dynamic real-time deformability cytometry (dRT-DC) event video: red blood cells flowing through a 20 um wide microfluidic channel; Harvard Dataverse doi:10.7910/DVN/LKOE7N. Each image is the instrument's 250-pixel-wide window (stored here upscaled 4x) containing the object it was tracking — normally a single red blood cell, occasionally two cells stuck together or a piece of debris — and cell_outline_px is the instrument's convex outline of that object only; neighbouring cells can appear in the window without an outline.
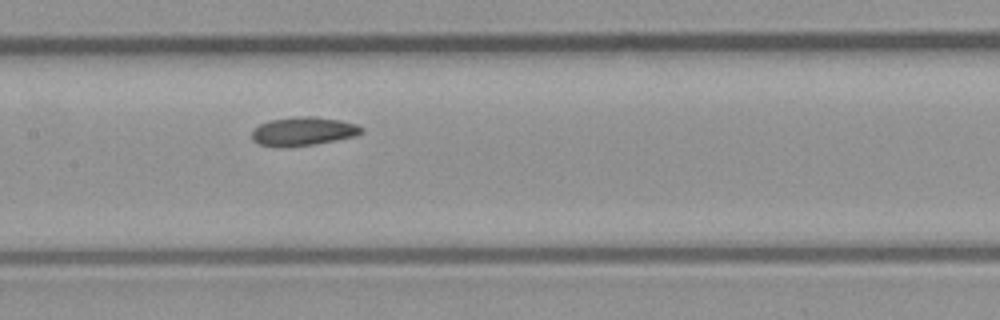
{"species": "common noctule bat (a hibernating species)", "species_latin": "Nyctalus noctula", "temperature_condition": "room temperature", "stored_images_in_passage": 8, "camera_frame_rate_fps": 3000, "um_per_image_px": 0.085, "animal": {"sex": "male", "body_mass_g": 23.1, "forearm_length_mm": 52.7}, "frame": {"image": 1, "passage_image": 8, "time_ms": 2.333, "image_size_px": [1000, 320], "cell_outline_px": [[364, 132], [356, 136], [316, 144], [288, 148], [280, 148], [260, 144], [252, 140], [252, 132], [260, 124], [272, 120], [300, 116], [312, 116], [340, 120], [356, 124], [364, 128]], "centroid_in_image_um": [25.8, 11.18], "position_along_channel_um": 181.6, "area_um2": 18.44}}